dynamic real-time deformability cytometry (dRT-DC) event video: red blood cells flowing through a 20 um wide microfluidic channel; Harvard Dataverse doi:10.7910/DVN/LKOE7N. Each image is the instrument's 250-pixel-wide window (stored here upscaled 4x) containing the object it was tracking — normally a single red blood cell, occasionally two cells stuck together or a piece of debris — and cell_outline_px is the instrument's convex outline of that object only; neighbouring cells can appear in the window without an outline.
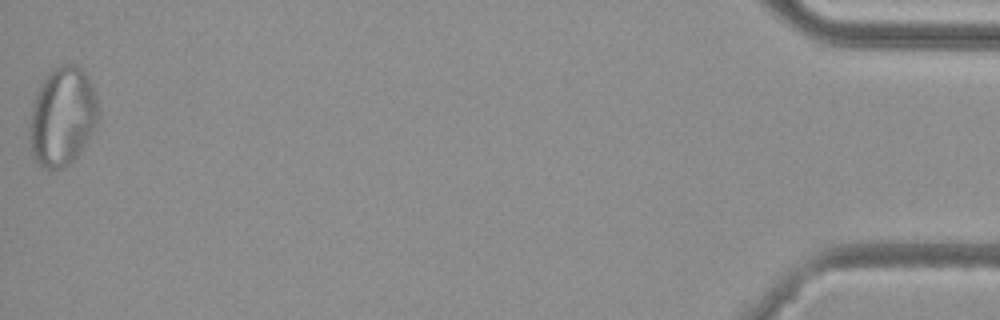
{"species": "common noctule bat (a hibernating species)", "species_latin": "Nyctalus noctula", "temperature_condition": "cold", "stored_images_in_passage": 35, "camera_frame_rate_fps": 3000, "um_per_image_px": 0.085, "animal": {"sex": "female", "body_mass_g": 29.2, "forearm_length_mm": 56.3}, "frame": {"image": 1, "passage_image": 35, "time_ms": 11.333, "image_size_px": [1000, 320], "cell_outline_px": [[100, 112], [96, 124], [80, 152], [64, 168], [44, 168], [32, 156], [28, 136], [28, 124], [32, 108], [40, 84], [44, 76], [52, 68], [64, 64], [76, 64], [88, 76], [96, 96]], "centroid_in_image_um": [5.28, 9.88], "position_along_channel_um": 429.9, "area_um2": 39.71}}